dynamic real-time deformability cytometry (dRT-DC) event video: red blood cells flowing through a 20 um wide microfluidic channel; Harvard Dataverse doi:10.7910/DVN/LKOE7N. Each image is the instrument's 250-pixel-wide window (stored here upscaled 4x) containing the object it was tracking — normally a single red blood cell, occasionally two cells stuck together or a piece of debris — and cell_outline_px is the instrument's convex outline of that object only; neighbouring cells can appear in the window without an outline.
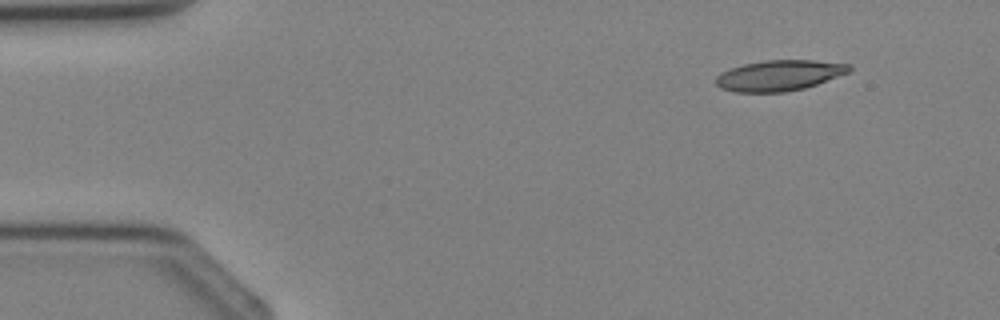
{"species": "Egyptian fruit bat (a non-hibernating species)", "species_latin": "Rousettus aegyptiacus", "temperature_condition": "cold", "stored_images_in_passage": 4, "camera_frame_rate_fps": 3000, "um_per_image_px": 0.085, "animal": {"sex": "female"}, "frame": {"image": 1, "passage_image": 1, "time_ms": 0.0, "image_size_px": [1000, 320], "cell_outline_px": [[852, 68], [848, 72], [816, 84], [804, 88], [784, 92], [736, 92], [720, 88], [716, 84], [716, 76], [720, 72], [744, 64], [764, 60], [812, 60], [848, 64]], "centroid_in_image_um": [66.19, 6.41], "position_along_channel_um": 18.8, "area_um2": 23.58}}
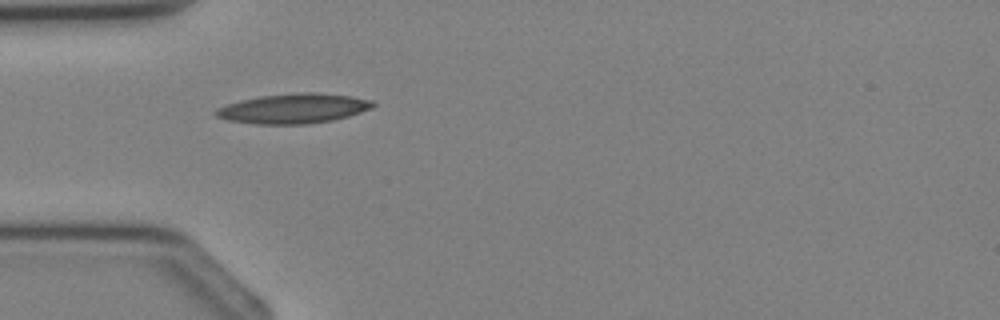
{"frame": {"image": 2, "passage_image": 3, "time_ms": 2.333, "image_size_px": [1000, 320], "cell_outline_px": [[376, 104], [372, 108], [348, 116], [332, 120], [308, 124], [256, 124], [228, 120], [216, 116], [212, 112], [216, 108], [240, 100], [260, 96], [296, 92], [316, 92], [352, 96], [376, 100]], "centroid_in_image_um": [24.97, 9.21], "position_along_channel_um": 60.0, "area_um2": 27.51}}
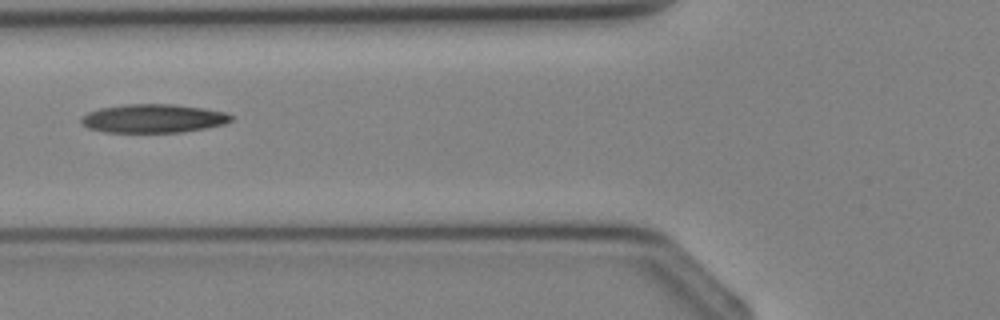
{"frame": {"image": 3, "passage_image": 4, "time_ms": 3.333, "image_size_px": [1000, 320], "cell_outline_px": [[232, 120], [224, 124], [208, 128], [184, 132], [104, 132], [88, 128], [80, 120], [88, 112], [100, 108], [124, 104], [172, 104], [204, 108], [224, 112], [232, 116]], "centroid_in_image_um": [13.05, 10.07], "position_along_channel_um": 112.8, "area_um2": 24.97}}